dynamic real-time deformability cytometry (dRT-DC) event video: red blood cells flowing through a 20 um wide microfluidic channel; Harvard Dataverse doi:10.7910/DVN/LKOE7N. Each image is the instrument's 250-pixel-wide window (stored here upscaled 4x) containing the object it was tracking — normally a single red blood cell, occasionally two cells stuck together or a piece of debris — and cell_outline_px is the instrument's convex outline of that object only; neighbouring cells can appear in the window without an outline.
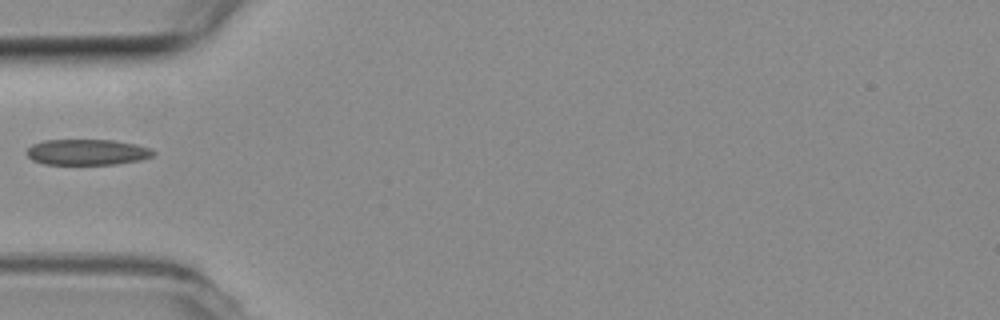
{"species": "common noctule bat (a hibernating species)", "species_latin": "Nyctalus noctula", "temperature_condition": "room temperature", "stored_images_in_passage": 1, "camera_frame_rate_fps": 3000, "um_per_image_px": 0.085, "animal": {"sex": "female", "body_mass_g": 19.3, "forearm_length_mm": 54.1}, "frame": {"image": 1, "passage_image": 1, "time_ms": 0.0, "image_size_px": [1000, 320], "cell_outline_px": [[156, 152], [152, 156], [140, 160], [116, 164], [44, 164], [32, 160], [24, 152], [32, 144], [44, 140], [112, 140], [136, 144], [152, 148]], "centroid_in_image_um": [7.4, 12.93], "position_along_channel_um": 77.6, "area_um2": 19.13}}